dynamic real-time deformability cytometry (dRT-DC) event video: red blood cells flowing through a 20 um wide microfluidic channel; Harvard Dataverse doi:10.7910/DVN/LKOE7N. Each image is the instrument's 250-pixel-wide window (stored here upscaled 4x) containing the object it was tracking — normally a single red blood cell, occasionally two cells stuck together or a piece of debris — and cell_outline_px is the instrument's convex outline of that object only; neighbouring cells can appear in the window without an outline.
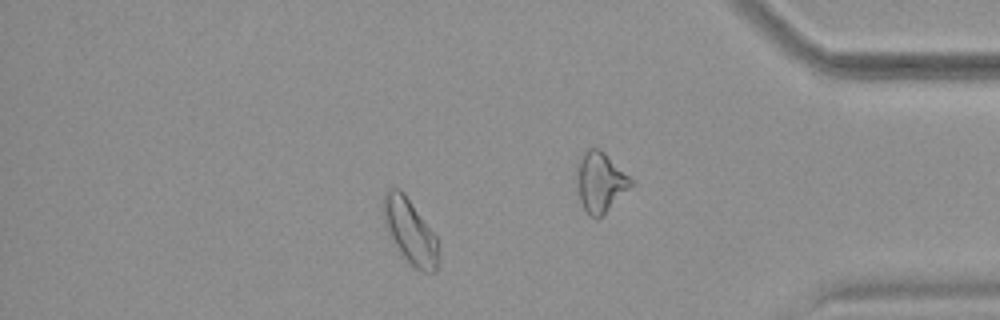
{"species": "common noctule bat (a hibernating species)", "species_latin": "Nyctalus noctula", "temperature_condition": "warm", "stored_images_in_passage": 52, "camera_frame_rate_fps": 3000, "um_per_image_px": 0.085, "animal": {"sex": "female", "body_mass_g": 18.4}, "frame": {"image": 1, "passage_image": 45, "time_ms": 14.667, "image_size_px": [1000, 320], "cell_outline_px": [[440, 240], [436, 272], [420, 272], [404, 256], [388, 232], [384, 224], [380, 208], [380, 200], [384, 192], [388, 188], [400, 188], [404, 192]], "centroid_in_image_um": [34.83, 19.58], "position_along_channel_um": 400.4, "area_um2": 21.27}, "authors_computed_cell_mechanics": {"area_um2": 20.6924, "velocity_mm_per_s": 3.9244, "shape_relaxation_time_tau1_ms": null, "shape_relaxation_time_tau2_ms": 2.0972, "deformation_change_tau1": null, "deformation_change_tau2": 0.0713}}